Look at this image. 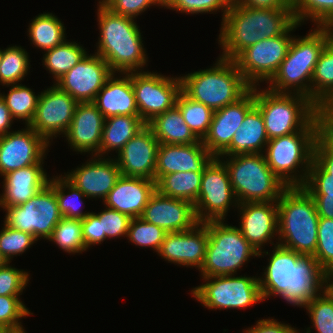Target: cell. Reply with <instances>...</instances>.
I'll return each instance as SVG.
<instances>
[{"label": "cell", "instance_id": "2", "mask_svg": "<svg viewBox=\"0 0 333 333\" xmlns=\"http://www.w3.org/2000/svg\"><path fill=\"white\" fill-rule=\"evenodd\" d=\"M294 22L292 8H249L233 0L221 24L220 57L234 60L258 41L282 35Z\"/></svg>", "mask_w": 333, "mask_h": 333}, {"label": "cell", "instance_id": "53", "mask_svg": "<svg viewBox=\"0 0 333 333\" xmlns=\"http://www.w3.org/2000/svg\"><path fill=\"white\" fill-rule=\"evenodd\" d=\"M314 160L333 178V144L321 133L315 142Z\"/></svg>", "mask_w": 333, "mask_h": 333}, {"label": "cell", "instance_id": "11", "mask_svg": "<svg viewBox=\"0 0 333 333\" xmlns=\"http://www.w3.org/2000/svg\"><path fill=\"white\" fill-rule=\"evenodd\" d=\"M9 227L31 234L37 240L48 239L63 218L54 192V177L33 197L20 205L2 207Z\"/></svg>", "mask_w": 333, "mask_h": 333}, {"label": "cell", "instance_id": "5", "mask_svg": "<svg viewBox=\"0 0 333 333\" xmlns=\"http://www.w3.org/2000/svg\"><path fill=\"white\" fill-rule=\"evenodd\" d=\"M277 207L280 241L276 243L302 255H314L320 217L311 195L303 187H288Z\"/></svg>", "mask_w": 333, "mask_h": 333}, {"label": "cell", "instance_id": "50", "mask_svg": "<svg viewBox=\"0 0 333 333\" xmlns=\"http://www.w3.org/2000/svg\"><path fill=\"white\" fill-rule=\"evenodd\" d=\"M9 264L0 267V296H20L28 284L29 273Z\"/></svg>", "mask_w": 333, "mask_h": 333}, {"label": "cell", "instance_id": "42", "mask_svg": "<svg viewBox=\"0 0 333 333\" xmlns=\"http://www.w3.org/2000/svg\"><path fill=\"white\" fill-rule=\"evenodd\" d=\"M167 232L155 224L146 222L141 217L132 218L127 237L140 247H151L158 252Z\"/></svg>", "mask_w": 333, "mask_h": 333}, {"label": "cell", "instance_id": "36", "mask_svg": "<svg viewBox=\"0 0 333 333\" xmlns=\"http://www.w3.org/2000/svg\"><path fill=\"white\" fill-rule=\"evenodd\" d=\"M45 52L43 65L47 67L46 69L56 81L87 55L84 47L66 40L61 45Z\"/></svg>", "mask_w": 333, "mask_h": 333}, {"label": "cell", "instance_id": "1", "mask_svg": "<svg viewBox=\"0 0 333 333\" xmlns=\"http://www.w3.org/2000/svg\"><path fill=\"white\" fill-rule=\"evenodd\" d=\"M274 247L264 278L258 277L263 300L279 295L288 304L305 307L325 291L326 271L313 255H302L278 244Z\"/></svg>", "mask_w": 333, "mask_h": 333}, {"label": "cell", "instance_id": "40", "mask_svg": "<svg viewBox=\"0 0 333 333\" xmlns=\"http://www.w3.org/2000/svg\"><path fill=\"white\" fill-rule=\"evenodd\" d=\"M29 56L21 46H11L2 50L0 62V83L14 85L24 79L28 73Z\"/></svg>", "mask_w": 333, "mask_h": 333}, {"label": "cell", "instance_id": "60", "mask_svg": "<svg viewBox=\"0 0 333 333\" xmlns=\"http://www.w3.org/2000/svg\"><path fill=\"white\" fill-rule=\"evenodd\" d=\"M326 33L328 44L333 48V17L320 26Z\"/></svg>", "mask_w": 333, "mask_h": 333}, {"label": "cell", "instance_id": "52", "mask_svg": "<svg viewBox=\"0 0 333 333\" xmlns=\"http://www.w3.org/2000/svg\"><path fill=\"white\" fill-rule=\"evenodd\" d=\"M112 12L135 18L153 5L165 7V0H101Z\"/></svg>", "mask_w": 333, "mask_h": 333}, {"label": "cell", "instance_id": "46", "mask_svg": "<svg viewBox=\"0 0 333 333\" xmlns=\"http://www.w3.org/2000/svg\"><path fill=\"white\" fill-rule=\"evenodd\" d=\"M314 258L326 271H333V219L320 217Z\"/></svg>", "mask_w": 333, "mask_h": 333}, {"label": "cell", "instance_id": "58", "mask_svg": "<svg viewBox=\"0 0 333 333\" xmlns=\"http://www.w3.org/2000/svg\"><path fill=\"white\" fill-rule=\"evenodd\" d=\"M13 122V117L11 116L10 110L6 106L4 99L0 95V136L7 134L11 123Z\"/></svg>", "mask_w": 333, "mask_h": 333}, {"label": "cell", "instance_id": "49", "mask_svg": "<svg viewBox=\"0 0 333 333\" xmlns=\"http://www.w3.org/2000/svg\"><path fill=\"white\" fill-rule=\"evenodd\" d=\"M100 220L101 235H106V238H119L126 236L131 217L117 210L107 208L98 214L94 213Z\"/></svg>", "mask_w": 333, "mask_h": 333}, {"label": "cell", "instance_id": "32", "mask_svg": "<svg viewBox=\"0 0 333 333\" xmlns=\"http://www.w3.org/2000/svg\"><path fill=\"white\" fill-rule=\"evenodd\" d=\"M145 125L146 123L139 115H118L105 118L99 156L103 157L111 150L119 152L126 142Z\"/></svg>", "mask_w": 333, "mask_h": 333}, {"label": "cell", "instance_id": "7", "mask_svg": "<svg viewBox=\"0 0 333 333\" xmlns=\"http://www.w3.org/2000/svg\"><path fill=\"white\" fill-rule=\"evenodd\" d=\"M327 44L326 33L320 26L303 38L293 37L285 59L266 88L275 93L299 94L311 99L315 65Z\"/></svg>", "mask_w": 333, "mask_h": 333}, {"label": "cell", "instance_id": "59", "mask_svg": "<svg viewBox=\"0 0 333 333\" xmlns=\"http://www.w3.org/2000/svg\"><path fill=\"white\" fill-rule=\"evenodd\" d=\"M321 133L333 144V112H324Z\"/></svg>", "mask_w": 333, "mask_h": 333}, {"label": "cell", "instance_id": "35", "mask_svg": "<svg viewBox=\"0 0 333 333\" xmlns=\"http://www.w3.org/2000/svg\"><path fill=\"white\" fill-rule=\"evenodd\" d=\"M28 32L33 45L44 51L61 45L66 39L64 24L52 13L36 16L29 24Z\"/></svg>", "mask_w": 333, "mask_h": 333}, {"label": "cell", "instance_id": "8", "mask_svg": "<svg viewBox=\"0 0 333 333\" xmlns=\"http://www.w3.org/2000/svg\"><path fill=\"white\" fill-rule=\"evenodd\" d=\"M226 167L238 204L277 201L288 188L269 168L264 153L225 156Z\"/></svg>", "mask_w": 333, "mask_h": 333}, {"label": "cell", "instance_id": "22", "mask_svg": "<svg viewBox=\"0 0 333 333\" xmlns=\"http://www.w3.org/2000/svg\"><path fill=\"white\" fill-rule=\"evenodd\" d=\"M140 217L166 232L186 231L198 223L191 202L164 196L157 190L149 198Z\"/></svg>", "mask_w": 333, "mask_h": 333}, {"label": "cell", "instance_id": "43", "mask_svg": "<svg viewBox=\"0 0 333 333\" xmlns=\"http://www.w3.org/2000/svg\"><path fill=\"white\" fill-rule=\"evenodd\" d=\"M292 13L300 25L305 19H311L321 26L333 17V0H292Z\"/></svg>", "mask_w": 333, "mask_h": 333}, {"label": "cell", "instance_id": "64", "mask_svg": "<svg viewBox=\"0 0 333 333\" xmlns=\"http://www.w3.org/2000/svg\"><path fill=\"white\" fill-rule=\"evenodd\" d=\"M11 333H25V330L22 329V330H18V331H12Z\"/></svg>", "mask_w": 333, "mask_h": 333}, {"label": "cell", "instance_id": "13", "mask_svg": "<svg viewBox=\"0 0 333 333\" xmlns=\"http://www.w3.org/2000/svg\"><path fill=\"white\" fill-rule=\"evenodd\" d=\"M296 21L282 34L258 41L247 47L235 59L246 82L255 87L258 81H270L285 59L293 37L290 32L299 27Z\"/></svg>", "mask_w": 333, "mask_h": 333}, {"label": "cell", "instance_id": "65", "mask_svg": "<svg viewBox=\"0 0 333 333\" xmlns=\"http://www.w3.org/2000/svg\"><path fill=\"white\" fill-rule=\"evenodd\" d=\"M1 58H2V50L0 49V62H1Z\"/></svg>", "mask_w": 333, "mask_h": 333}, {"label": "cell", "instance_id": "37", "mask_svg": "<svg viewBox=\"0 0 333 333\" xmlns=\"http://www.w3.org/2000/svg\"><path fill=\"white\" fill-rule=\"evenodd\" d=\"M176 106L179 108L185 123L202 141L208 133L214 111L206 105L192 100L183 91L177 98Z\"/></svg>", "mask_w": 333, "mask_h": 333}, {"label": "cell", "instance_id": "57", "mask_svg": "<svg viewBox=\"0 0 333 333\" xmlns=\"http://www.w3.org/2000/svg\"><path fill=\"white\" fill-rule=\"evenodd\" d=\"M319 217L333 219V197L327 195H311Z\"/></svg>", "mask_w": 333, "mask_h": 333}, {"label": "cell", "instance_id": "61", "mask_svg": "<svg viewBox=\"0 0 333 333\" xmlns=\"http://www.w3.org/2000/svg\"><path fill=\"white\" fill-rule=\"evenodd\" d=\"M331 280H333V271L326 272L325 291L328 295H330L333 298V281Z\"/></svg>", "mask_w": 333, "mask_h": 333}, {"label": "cell", "instance_id": "63", "mask_svg": "<svg viewBox=\"0 0 333 333\" xmlns=\"http://www.w3.org/2000/svg\"><path fill=\"white\" fill-rule=\"evenodd\" d=\"M7 263L6 259L2 256L0 252V267L4 266Z\"/></svg>", "mask_w": 333, "mask_h": 333}, {"label": "cell", "instance_id": "14", "mask_svg": "<svg viewBox=\"0 0 333 333\" xmlns=\"http://www.w3.org/2000/svg\"><path fill=\"white\" fill-rule=\"evenodd\" d=\"M234 202L237 207L228 171L220 159L214 157L203 169L200 192L193 204L197 221L224 220Z\"/></svg>", "mask_w": 333, "mask_h": 333}, {"label": "cell", "instance_id": "12", "mask_svg": "<svg viewBox=\"0 0 333 333\" xmlns=\"http://www.w3.org/2000/svg\"><path fill=\"white\" fill-rule=\"evenodd\" d=\"M203 279L207 282L195 287L191 293L209 309H244L263 301L256 277L224 275Z\"/></svg>", "mask_w": 333, "mask_h": 333}, {"label": "cell", "instance_id": "33", "mask_svg": "<svg viewBox=\"0 0 333 333\" xmlns=\"http://www.w3.org/2000/svg\"><path fill=\"white\" fill-rule=\"evenodd\" d=\"M311 100L323 111L333 112V48L327 44L314 69Z\"/></svg>", "mask_w": 333, "mask_h": 333}, {"label": "cell", "instance_id": "55", "mask_svg": "<svg viewBox=\"0 0 333 333\" xmlns=\"http://www.w3.org/2000/svg\"><path fill=\"white\" fill-rule=\"evenodd\" d=\"M254 327L246 329L245 333H299L295 328L272 319H262L256 321Z\"/></svg>", "mask_w": 333, "mask_h": 333}, {"label": "cell", "instance_id": "56", "mask_svg": "<svg viewBox=\"0 0 333 333\" xmlns=\"http://www.w3.org/2000/svg\"><path fill=\"white\" fill-rule=\"evenodd\" d=\"M241 5L259 9L292 8V0H236Z\"/></svg>", "mask_w": 333, "mask_h": 333}, {"label": "cell", "instance_id": "9", "mask_svg": "<svg viewBox=\"0 0 333 333\" xmlns=\"http://www.w3.org/2000/svg\"><path fill=\"white\" fill-rule=\"evenodd\" d=\"M321 130L302 129L268 141L264 152L265 160L274 174L288 187H302L306 182L314 159L315 142ZM297 168H302L303 174L297 176Z\"/></svg>", "mask_w": 333, "mask_h": 333}, {"label": "cell", "instance_id": "38", "mask_svg": "<svg viewBox=\"0 0 333 333\" xmlns=\"http://www.w3.org/2000/svg\"><path fill=\"white\" fill-rule=\"evenodd\" d=\"M0 95L10 110L13 119L25 120L26 126H29L35 115L39 94L35 95L30 88L18 83L11 85L7 95L2 93Z\"/></svg>", "mask_w": 333, "mask_h": 333}, {"label": "cell", "instance_id": "4", "mask_svg": "<svg viewBox=\"0 0 333 333\" xmlns=\"http://www.w3.org/2000/svg\"><path fill=\"white\" fill-rule=\"evenodd\" d=\"M255 106L260 110L270 139L302 129H322L324 112L309 98L299 94L257 90Z\"/></svg>", "mask_w": 333, "mask_h": 333}, {"label": "cell", "instance_id": "25", "mask_svg": "<svg viewBox=\"0 0 333 333\" xmlns=\"http://www.w3.org/2000/svg\"><path fill=\"white\" fill-rule=\"evenodd\" d=\"M94 157V159L92 157L89 162H86L87 164H83L64 176L79 188L87 198L98 197L104 200L115 186L121 172L114 158L103 159L96 155Z\"/></svg>", "mask_w": 333, "mask_h": 333}, {"label": "cell", "instance_id": "39", "mask_svg": "<svg viewBox=\"0 0 333 333\" xmlns=\"http://www.w3.org/2000/svg\"><path fill=\"white\" fill-rule=\"evenodd\" d=\"M67 188V191H66ZM54 192L57 197L58 206L60 213L64 218L68 219H85L89 213H83L80 210V204L82 205V200L87 198V196L74 184H72L65 176L61 177L55 176L54 178Z\"/></svg>", "mask_w": 333, "mask_h": 333}, {"label": "cell", "instance_id": "20", "mask_svg": "<svg viewBox=\"0 0 333 333\" xmlns=\"http://www.w3.org/2000/svg\"><path fill=\"white\" fill-rule=\"evenodd\" d=\"M208 244L207 221L198 222L191 229L167 232L158 254L168 262L200 270Z\"/></svg>", "mask_w": 333, "mask_h": 333}, {"label": "cell", "instance_id": "19", "mask_svg": "<svg viewBox=\"0 0 333 333\" xmlns=\"http://www.w3.org/2000/svg\"><path fill=\"white\" fill-rule=\"evenodd\" d=\"M255 106V87L238 101L214 111L208 133L202 143L207 151L218 157L231 143L246 114Z\"/></svg>", "mask_w": 333, "mask_h": 333}, {"label": "cell", "instance_id": "34", "mask_svg": "<svg viewBox=\"0 0 333 333\" xmlns=\"http://www.w3.org/2000/svg\"><path fill=\"white\" fill-rule=\"evenodd\" d=\"M203 172H175L163 175L156 182V190L167 197L183 199L194 204L201 188Z\"/></svg>", "mask_w": 333, "mask_h": 333}, {"label": "cell", "instance_id": "17", "mask_svg": "<svg viewBox=\"0 0 333 333\" xmlns=\"http://www.w3.org/2000/svg\"><path fill=\"white\" fill-rule=\"evenodd\" d=\"M49 144L29 126L0 136L1 176L31 165H42Z\"/></svg>", "mask_w": 333, "mask_h": 333}, {"label": "cell", "instance_id": "28", "mask_svg": "<svg viewBox=\"0 0 333 333\" xmlns=\"http://www.w3.org/2000/svg\"><path fill=\"white\" fill-rule=\"evenodd\" d=\"M112 74L97 93L93 103L108 118L118 115H139L130 73H122L118 78ZM122 77V78H121Z\"/></svg>", "mask_w": 333, "mask_h": 333}, {"label": "cell", "instance_id": "26", "mask_svg": "<svg viewBox=\"0 0 333 333\" xmlns=\"http://www.w3.org/2000/svg\"><path fill=\"white\" fill-rule=\"evenodd\" d=\"M104 116L93 102L78 103L65 136L76 152L99 156Z\"/></svg>", "mask_w": 333, "mask_h": 333}, {"label": "cell", "instance_id": "51", "mask_svg": "<svg viewBox=\"0 0 333 333\" xmlns=\"http://www.w3.org/2000/svg\"><path fill=\"white\" fill-rule=\"evenodd\" d=\"M302 187L310 195L333 197V178H329V174L314 159Z\"/></svg>", "mask_w": 333, "mask_h": 333}, {"label": "cell", "instance_id": "54", "mask_svg": "<svg viewBox=\"0 0 333 333\" xmlns=\"http://www.w3.org/2000/svg\"><path fill=\"white\" fill-rule=\"evenodd\" d=\"M81 225L86 250L90 245L101 244V242L106 239V235H101L100 220L93 212L89 213L85 219L81 220Z\"/></svg>", "mask_w": 333, "mask_h": 333}, {"label": "cell", "instance_id": "47", "mask_svg": "<svg viewBox=\"0 0 333 333\" xmlns=\"http://www.w3.org/2000/svg\"><path fill=\"white\" fill-rule=\"evenodd\" d=\"M30 314L33 315L22 303L19 296H0L1 326H5L12 331L22 330L23 327L19 320Z\"/></svg>", "mask_w": 333, "mask_h": 333}, {"label": "cell", "instance_id": "66", "mask_svg": "<svg viewBox=\"0 0 333 333\" xmlns=\"http://www.w3.org/2000/svg\"><path fill=\"white\" fill-rule=\"evenodd\" d=\"M310 332H311V330H310V327H309V328H307L306 333H310Z\"/></svg>", "mask_w": 333, "mask_h": 333}, {"label": "cell", "instance_id": "3", "mask_svg": "<svg viewBox=\"0 0 333 333\" xmlns=\"http://www.w3.org/2000/svg\"><path fill=\"white\" fill-rule=\"evenodd\" d=\"M98 7L100 38L95 53L108 63L113 73L142 71L148 58L134 19L112 12L100 1Z\"/></svg>", "mask_w": 333, "mask_h": 333}, {"label": "cell", "instance_id": "44", "mask_svg": "<svg viewBox=\"0 0 333 333\" xmlns=\"http://www.w3.org/2000/svg\"><path fill=\"white\" fill-rule=\"evenodd\" d=\"M304 308L310 314L313 327L318 333H333V298L324 291Z\"/></svg>", "mask_w": 333, "mask_h": 333}, {"label": "cell", "instance_id": "48", "mask_svg": "<svg viewBox=\"0 0 333 333\" xmlns=\"http://www.w3.org/2000/svg\"><path fill=\"white\" fill-rule=\"evenodd\" d=\"M232 1L233 0H165V7L187 14L208 13L222 9L223 20Z\"/></svg>", "mask_w": 333, "mask_h": 333}, {"label": "cell", "instance_id": "45", "mask_svg": "<svg viewBox=\"0 0 333 333\" xmlns=\"http://www.w3.org/2000/svg\"><path fill=\"white\" fill-rule=\"evenodd\" d=\"M37 239L29 233L13 229L4 223L0 231V252L7 262L25 252Z\"/></svg>", "mask_w": 333, "mask_h": 333}, {"label": "cell", "instance_id": "24", "mask_svg": "<svg viewBox=\"0 0 333 333\" xmlns=\"http://www.w3.org/2000/svg\"><path fill=\"white\" fill-rule=\"evenodd\" d=\"M214 157L202 141L193 144H159L154 180L175 172H203Z\"/></svg>", "mask_w": 333, "mask_h": 333}, {"label": "cell", "instance_id": "41", "mask_svg": "<svg viewBox=\"0 0 333 333\" xmlns=\"http://www.w3.org/2000/svg\"><path fill=\"white\" fill-rule=\"evenodd\" d=\"M49 241L55 242L67 253H82L86 246L82 237V225L79 219L62 218L53 229Z\"/></svg>", "mask_w": 333, "mask_h": 333}, {"label": "cell", "instance_id": "29", "mask_svg": "<svg viewBox=\"0 0 333 333\" xmlns=\"http://www.w3.org/2000/svg\"><path fill=\"white\" fill-rule=\"evenodd\" d=\"M47 173L42 165H31L3 175V194L0 207H11L26 202L48 183Z\"/></svg>", "mask_w": 333, "mask_h": 333}, {"label": "cell", "instance_id": "23", "mask_svg": "<svg viewBox=\"0 0 333 333\" xmlns=\"http://www.w3.org/2000/svg\"><path fill=\"white\" fill-rule=\"evenodd\" d=\"M237 208L240 209V215L242 214L239 229L243 237L258 251L259 257L262 253L268 255V252H262L261 248L275 233L278 235L277 201L245 202L238 204Z\"/></svg>", "mask_w": 333, "mask_h": 333}, {"label": "cell", "instance_id": "62", "mask_svg": "<svg viewBox=\"0 0 333 333\" xmlns=\"http://www.w3.org/2000/svg\"><path fill=\"white\" fill-rule=\"evenodd\" d=\"M11 332L12 330H10L9 328L0 325V333H11Z\"/></svg>", "mask_w": 333, "mask_h": 333}, {"label": "cell", "instance_id": "30", "mask_svg": "<svg viewBox=\"0 0 333 333\" xmlns=\"http://www.w3.org/2000/svg\"><path fill=\"white\" fill-rule=\"evenodd\" d=\"M269 138L266 134L263 116L254 106L245 116L241 126L233 135L230 145L217 157L242 154H262Z\"/></svg>", "mask_w": 333, "mask_h": 333}, {"label": "cell", "instance_id": "27", "mask_svg": "<svg viewBox=\"0 0 333 333\" xmlns=\"http://www.w3.org/2000/svg\"><path fill=\"white\" fill-rule=\"evenodd\" d=\"M155 191V180L121 175L103 202L107 208L137 218Z\"/></svg>", "mask_w": 333, "mask_h": 333}, {"label": "cell", "instance_id": "21", "mask_svg": "<svg viewBox=\"0 0 333 333\" xmlns=\"http://www.w3.org/2000/svg\"><path fill=\"white\" fill-rule=\"evenodd\" d=\"M159 142L146 124L117 152L121 175L154 180Z\"/></svg>", "mask_w": 333, "mask_h": 333}, {"label": "cell", "instance_id": "6", "mask_svg": "<svg viewBox=\"0 0 333 333\" xmlns=\"http://www.w3.org/2000/svg\"><path fill=\"white\" fill-rule=\"evenodd\" d=\"M180 78L182 91L213 111L238 101L251 89L235 61L223 57H219L214 67Z\"/></svg>", "mask_w": 333, "mask_h": 333}, {"label": "cell", "instance_id": "18", "mask_svg": "<svg viewBox=\"0 0 333 333\" xmlns=\"http://www.w3.org/2000/svg\"><path fill=\"white\" fill-rule=\"evenodd\" d=\"M112 74L108 63L101 56L87 54L55 82L78 103L93 102Z\"/></svg>", "mask_w": 333, "mask_h": 333}, {"label": "cell", "instance_id": "16", "mask_svg": "<svg viewBox=\"0 0 333 333\" xmlns=\"http://www.w3.org/2000/svg\"><path fill=\"white\" fill-rule=\"evenodd\" d=\"M78 102L55 83L39 94L37 108L29 127L48 143L57 134L68 131Z\"/></svg>", "mask_w": 333, "mask_h": 333}, {"label": "cell", "instance_id": "10", "mask_svg": "<svg viewBox=\"0 0 333 333\" xmlns=\"http://www.w3.org/2000/svg\"><path fill=\"white\" fill-rule=\"evenodd\" d=\"M208 244L200 268L203 277L234 275L258 251L243 237L240 229L223 220L207 221Z\"/></svg>", "mask_w": 333, "mask_h": 333}, {"label": "cell", "instance_id": "31", "mask_svg": "<svg viewBox=\"0 0 333 333\" xmlns=\"http://www.w3.org/2000/svg\"><path fill=\"white\" fill-rule=\"evenodd\" d=\"M147 125L151 128L160 144H193L201 142L185 123L176 105L154 117Z\"/></svg>", "mask_w": 333, "mask_h": 333}, {"label": "cell", "instance_id": "15", "mask_svg": "<svg viewBox=\"0 0 333 333\" xmlns=\"http://www.w3.org/2000/svg\"><path fill=\"white\" fill-rule=\"evenodd\" d=\"M139 116L147 124L154 117L176 105L182 91L179 77H167L157 73L131 72Z\"/></svg>", "mask_w": 333, "mask_h": 333}]
</instances>
